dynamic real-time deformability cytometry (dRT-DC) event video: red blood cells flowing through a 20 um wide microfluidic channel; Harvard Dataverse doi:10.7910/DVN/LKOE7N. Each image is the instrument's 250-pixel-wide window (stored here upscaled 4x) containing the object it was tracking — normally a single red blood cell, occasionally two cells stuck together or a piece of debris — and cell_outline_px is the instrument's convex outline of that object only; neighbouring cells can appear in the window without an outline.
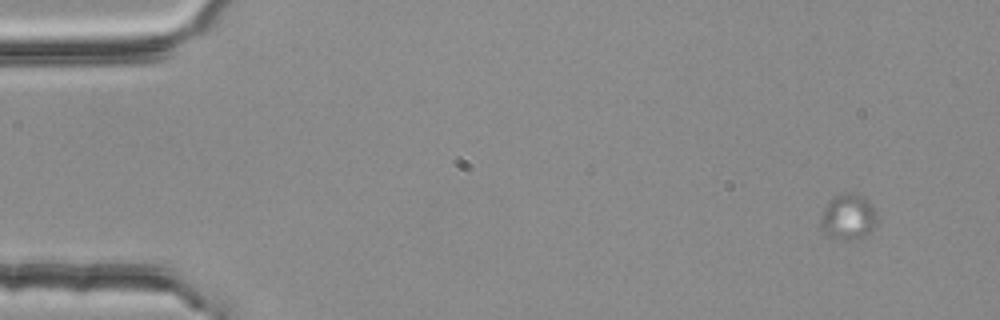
{"species": "common noctule bat (a hibernating species)", "species_latin": "Nyctalus noctula", "temperature_condition": "room temperature", "stored_images_in_passage": 6, "camera_frame_rate_fps": 3000, "um_per_image_px": 0.085, "animal": {"sex": "female", "body_mass_g": 25.1}, "frame": {"image": 1, "passage_image": 2, "time_ms": 0.333, "image_size_px": [1000, 320], "cell_outline_px": [[876, 228], [864, 236], [848, 240], [824, 236], [820, 232], [820, 220], [828, 200], [832, 196], [844, 192], [852, 192], [864, 196], [868, 200], [876, 212]], "centroid_in_image_um": [72.07, 18.43], "position_along_channel_um": 12.9, "area_um2": 15.43}}